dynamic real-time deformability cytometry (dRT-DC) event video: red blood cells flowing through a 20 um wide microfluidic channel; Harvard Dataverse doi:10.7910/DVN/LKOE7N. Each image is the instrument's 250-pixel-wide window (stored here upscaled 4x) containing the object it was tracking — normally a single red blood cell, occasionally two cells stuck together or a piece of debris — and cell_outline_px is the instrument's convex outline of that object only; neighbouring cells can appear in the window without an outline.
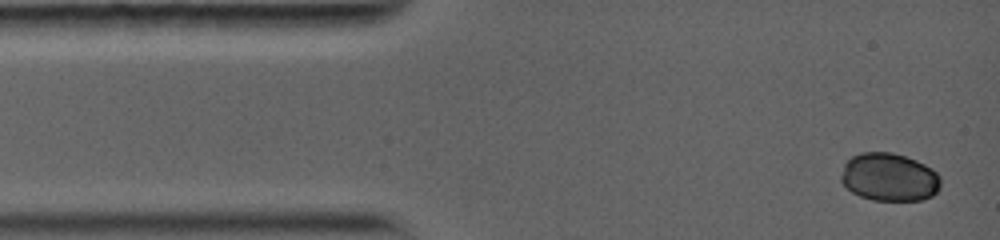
{"species": "common noctule bat (a hibernating species)", "species_latin": "Nyctalus noctula", "temperature_condition": "warm", "stored_images_in_passage": 4, "camera_frame_rate_fps": 5000, "um_per_image_px": 0.085, "animal": {"sex": "female", "body_mass_g": 19.0, "forearm_length_mm": 56.7}, "frame": {"image": 1, "passage_image": 1, "time_ms": 0.0, "image_size_px": [1000, 240], "cell_outline_px": [[940, 188], [932, 196], [924, 200], [872, 200], [860, 196], [852, 192], [840, 180], [840, 176], [844, 164], [852, 156], [860, 152], [892, 152], [916, 160], [932, 168], [940, 176]], "centroid_in_image_um": [75.59, 15.06], "position_along_channel_um": 9.4, "area_um2": 28.03}}
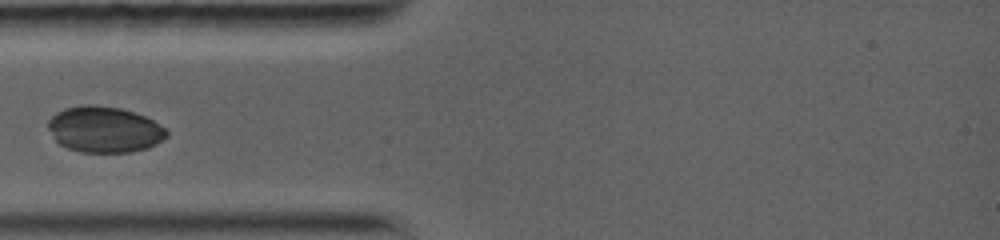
{"frame": {"image": 2, "passage_image": 4, "time_ms": 3.4, "image_size_px": [1000, 240], "cell_outline_px": [[168, 136], [156, 144], [148, 148], [128, 152], [80, 152], [68, 148], [60, 144], [56, 140], [48, 128], [48, 120], [56, 112], [64, 108], [80, 104], [92, 104], [120, 108], [144, 116], [152, 120], [164, 128], [168, 132]], "centroid_in_image_um": [8.85, 11.0], "position_along_channel_um": 76.1, "area_um2": 31.73}}